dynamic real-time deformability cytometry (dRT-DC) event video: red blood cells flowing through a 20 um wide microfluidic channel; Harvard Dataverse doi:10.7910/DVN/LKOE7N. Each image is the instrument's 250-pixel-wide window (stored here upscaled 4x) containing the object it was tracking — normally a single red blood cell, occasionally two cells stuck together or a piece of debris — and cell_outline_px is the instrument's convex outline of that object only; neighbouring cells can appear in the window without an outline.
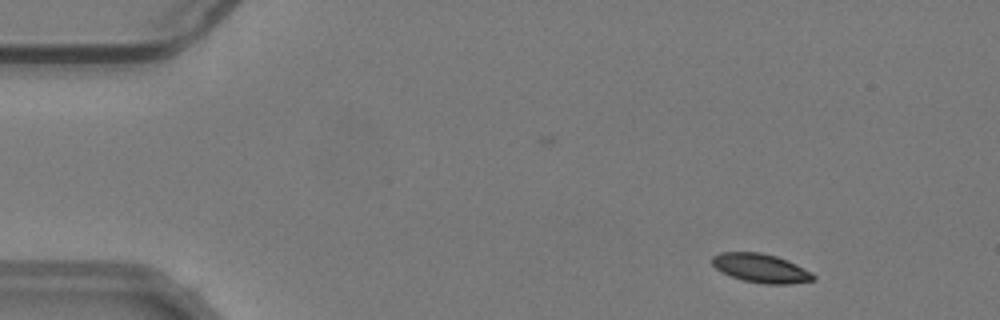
{"species": "common noctule bat (a hibernating species)", "species_latin": "Nyctalus noctula", "temperature_condition": "warm", "stored_images_in_passage": 14, "camera_frame_rate_fps": 3000, "um_per_image_px": 0.085, "animal": {"sex": "male", "body_mass_g": 19.2, "forearm_length_mm": 51.8}, "frame": {"image": 1, "passage_image": 4, "time_ms": 1.0, "image_size_px": [1000, 320], "cell_outline_px": [[816, 280], [788, 284], [764, 284], [744, 280], [732, 276], [716, 268], [712, 264], [712, 256], [720, 252], [760, 252], [776, 256], [788, 260], [812, 272], [816, 276]], "centroid_in_image_um": [64.71, 22.79], "position_along_channel_um": 20.3, "area_um2": 16.99}}